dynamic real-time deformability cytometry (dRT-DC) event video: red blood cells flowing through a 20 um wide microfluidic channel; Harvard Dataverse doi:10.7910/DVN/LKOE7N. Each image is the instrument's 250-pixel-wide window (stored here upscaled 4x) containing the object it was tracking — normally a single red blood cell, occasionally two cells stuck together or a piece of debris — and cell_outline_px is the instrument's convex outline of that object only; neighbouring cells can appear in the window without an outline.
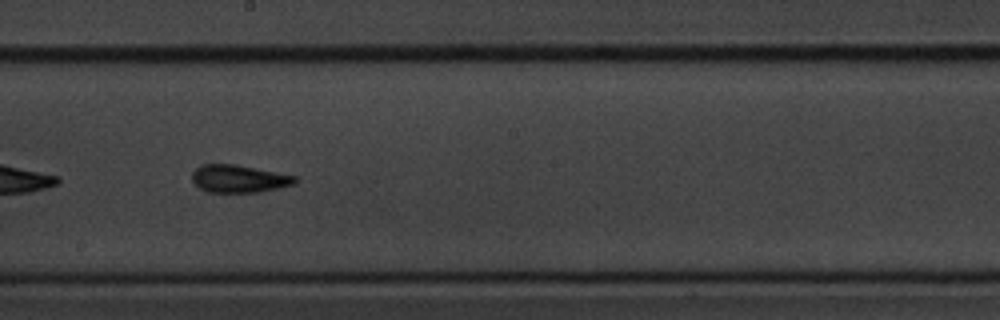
{"species": "common noctule bat (a hibernating species)", "species_latin": "Nyctalus noctula", "temperature_condition": "cold", "stored_images_in_passage": 55, "segment_of_instrument_passage": [2, 2], "camera_frame_rate_fps": 3000, "um_per_image_px": 0.085, "animal": {"sex": "male", "body_mass_g": 20.1, "forearm_length_mm": 53.5}, "frame": {"image": 1, "passage_image": 30, "time_ms": 9.667, "image_size_px": [1000, 320], "cell_outline_px": [[296, 184], [260, 192], [212, 192], [200, 188], [192, 180], [192, 172], [196, 168], [204, 164], [236, 164], [296, 176]], "centroid_in_image_um": [20.32, 15.19], "position_along_channel_um": 227.9, "area_um2": 16.47}}
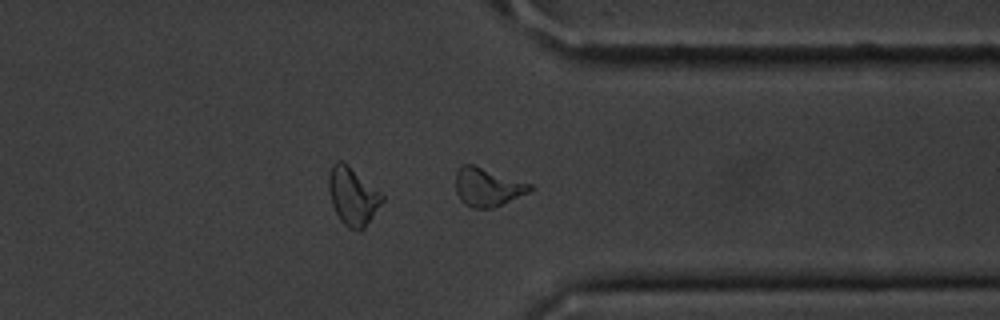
{"frame": {"image": 2, "passage_image": 42, "time_ms": 13.667, "image_size_px": [1000, 320], "cell_outline_px": [[532, 188], [528, 192], [492, 208], [472, 208], [464, 204], [460, 200], [456, 192], [456, 172], [464, 164], [472, 164], [532, 184]], "centroid_in_image_um": [41.4, 15.91], "position_along_channel_um": 370.0, "area_um2": 16.36}}
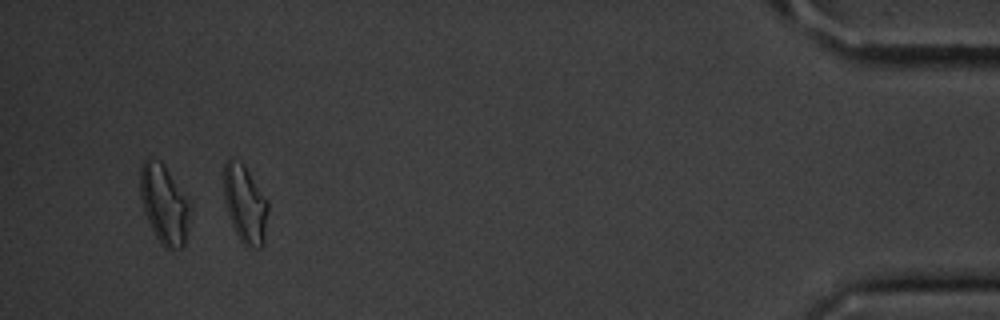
{"frame": {"image": 3, "passage_image": 51, "time_ms": 16.667, "image_size_px": [1000, 320], "cell_outline_px": [[268, 212], [264, 244], [260, 248], [248, 248], [240, 240], [232, 224], [224, 200], [224, 164], [228, 156], [244, 164], [268, 200]], "centroid_in_image_um": [20.84, 17.34], "position_along_channel_um": 414.4, "area_um2": 20.29}}